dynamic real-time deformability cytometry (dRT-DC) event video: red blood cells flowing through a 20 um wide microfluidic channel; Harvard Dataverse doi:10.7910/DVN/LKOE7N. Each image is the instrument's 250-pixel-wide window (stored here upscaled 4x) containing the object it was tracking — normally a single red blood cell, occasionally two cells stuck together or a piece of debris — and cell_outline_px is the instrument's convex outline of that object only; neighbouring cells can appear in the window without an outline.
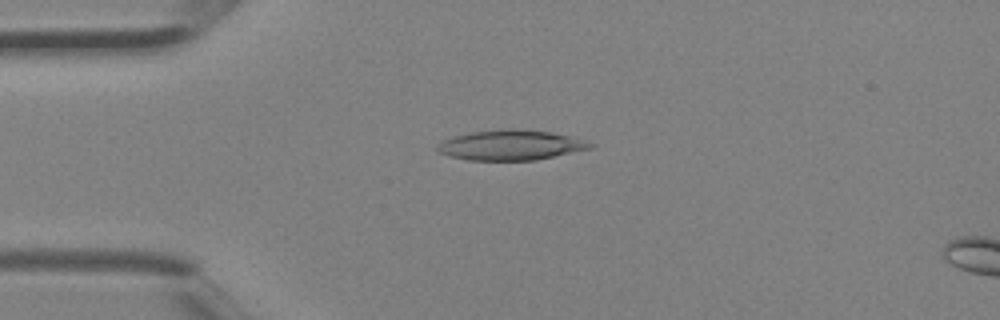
{"species": "Egyptian fruit bat (a non-hibernating species)", "species_latin": "Rousettus aegyptiacus", "temperature_condition": "room temperature", "stored_images_in_passage": 4, "camera_frame_rate_fps": 3000, "um_per_image_px": 0.085, "animal": {"sex": "female"}, "frame": {"image": 1, "passage_image": 3, "time_ms": 0.667, "image_size_px": [1000, 320], "cell_outline_px": [[596, 144], [592, 148], [536, 160], [468, 160], [448, 156], [440, 152], [436, 148], [444, 140], [456, 136], [472, 132], [512, 128], [548, 132], [568, 136]], "centroid_in_image_um": [43.43, 12.34], "position_along_channel_um": 41.6, "area_um2": 26.36}}